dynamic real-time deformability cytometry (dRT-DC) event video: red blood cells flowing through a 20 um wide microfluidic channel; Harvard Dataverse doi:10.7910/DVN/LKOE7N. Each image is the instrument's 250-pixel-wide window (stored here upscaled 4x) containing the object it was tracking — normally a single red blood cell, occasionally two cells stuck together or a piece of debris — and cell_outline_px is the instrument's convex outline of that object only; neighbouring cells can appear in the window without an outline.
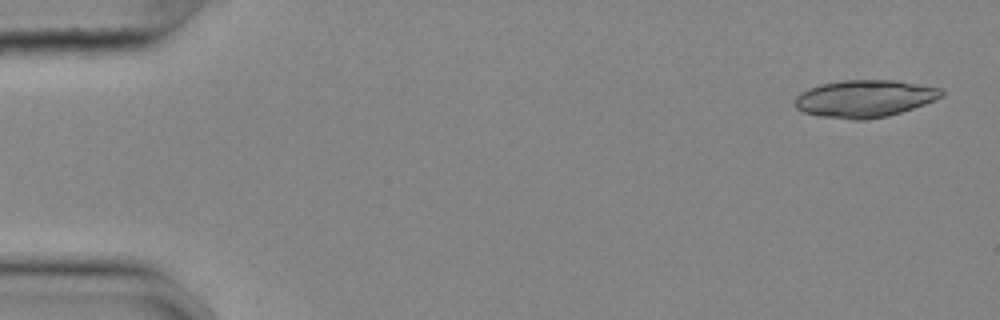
{"species": "common noctule bat (a hibernating species)", "species_latin": "Nyctalus noctula", "temperature_condition": "cold", "stored_images_in_passage": 54, "camera_frame_rate_fps": 3000, "um_per_image_px": 0.085, "animal": {"sex": "female", "body_mass_g": 25.1}, "frame": {"image": 1, "passage_image": 2, "time_ms": 0.333, "image_size_px": [1000, 320], "cell_outline_px": [[944, 96], [924, 104], [888, 116], [864, 120], [852, 120], [820, 116], [804, 112], [796, 108], [796, 96], [800, 92], [820, 84], [844, 80], [896, 80], [920, 84], [940, 88], [944, 92]], "centroid_in_image_um": [73.5, 8.38], "position_along_channel_um": 11.5, "area_um2": 31.79}}
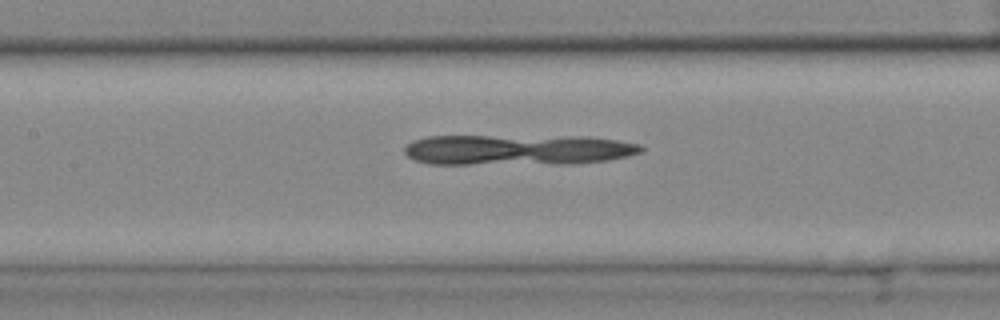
{"frame": {"image": 2, "passage_image": 25, "time_ms": 8.0, "image_size_px": [1000, 320], "cell_outline_px": [[644, 148], [640, 152], [628, 156], [608, 160], [572, 164], [432, 164], [416, 160], [408, 156], [404, 152], [404, 148], [412, 140], [428, 136], [588, 136], [616, 140], [640, 144]], "centroid_in_image_um": [44.01, 12.73], "position_along_channel_um": 163.4, "area_um2": 42.6}}
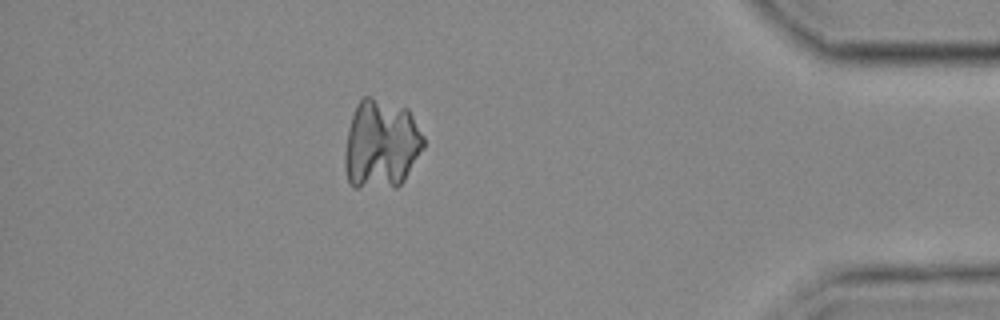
{"frame": {"image": 3, "passage_image": 48, "time_ms": 15.667, "image_size_px": [1000, 320], "cell_outline_px": [[424, 148], [404, 180], [396, 188], [352, 188], [348, 184], [344, 168], [344, 152], [348, 128], [356, 104], [364, 96], [372, 96], [408, 108], [424, 136]], "centroid_in_image_um": [32.38, 12.28], "position_along_channel_um": 402.8, "area_um2": 41.85}}